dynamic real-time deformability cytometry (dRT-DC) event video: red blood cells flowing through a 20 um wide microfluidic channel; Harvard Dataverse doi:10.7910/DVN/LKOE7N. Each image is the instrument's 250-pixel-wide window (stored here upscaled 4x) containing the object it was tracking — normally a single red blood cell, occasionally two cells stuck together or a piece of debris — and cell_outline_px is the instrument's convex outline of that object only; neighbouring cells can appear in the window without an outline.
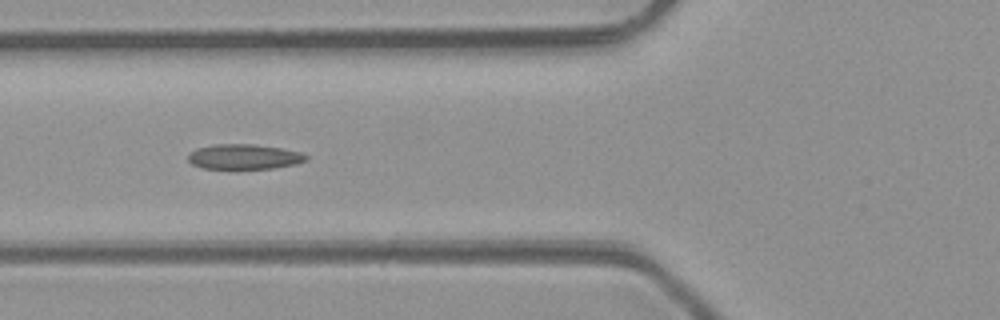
{"species": "common noctule bat (a hibernating species)", "species_latin": "Nyctalus noctula", "temperature_condition": "room temperature", "stored_images_in_passage": 2, "camera_frame_rate_fps": 3000, "um_per_image_px": 0.085, "animal": {"sex": "male", "body_mass_g": 23.1, "forearm_length_mm": 52.7}, "frame": {"image": 1, "passage_image": 2, "time_ms": 1.0, "image_size_px": [1000, 320], "cell_outline_px": [[308, 160], [296, 164], [272, 168], [236, 172], [204, 168], [192, 164], [188, 160], [188, 156], [196, 148], [216, 144], [252, 144], [280, 148], [300, 152], [308, 156]], "centroid_in_image_um": [20.73, 13.37], "position_along_channel_um": 105.1, "area_um2": 17.98}}